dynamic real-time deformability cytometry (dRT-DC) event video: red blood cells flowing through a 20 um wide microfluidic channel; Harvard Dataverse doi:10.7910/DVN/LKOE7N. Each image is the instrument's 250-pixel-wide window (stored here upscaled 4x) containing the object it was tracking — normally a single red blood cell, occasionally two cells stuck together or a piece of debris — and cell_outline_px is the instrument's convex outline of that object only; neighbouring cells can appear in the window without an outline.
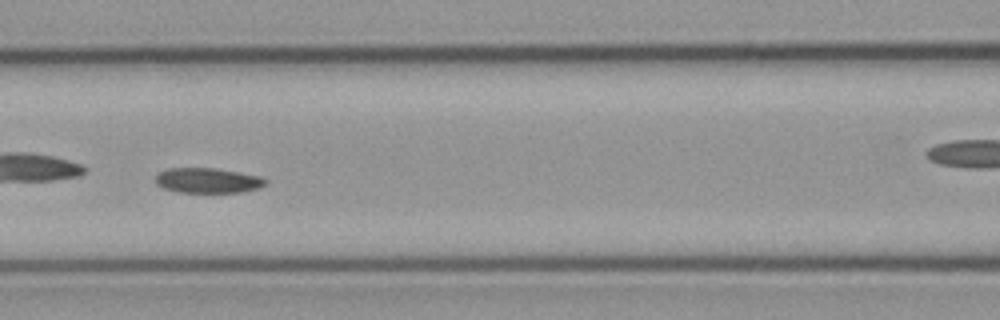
{"species": "common noctule bat (a hibernating species)", "species_latin": "Nyctalus noctula", "temperature_condition": "cold", "stored_images_in_passage": 54, "camera_frame_rate_fps": 3000, "um_per_image_px": 0.085, "animal": {"sex": "male", "body_mass_g": 23.1, "forearm_length_mm": 52.7}, "frame": {"image": 1, "passage_image": 26, "time_ms": 8.333, "image_size_px": [1000, 320], "cell_outline_px": [[268, 184], [260, 188], [240, 192], [180, 192], [164, 188], [156, 184], [156, 176], [160, 172], [168, 168], [216, 168], [260, 176], [268, 180]], "centroid_in_image_um": [17.7, 15.34], "position_along_channel_um": 148.9, "area_um2": 16.07}}
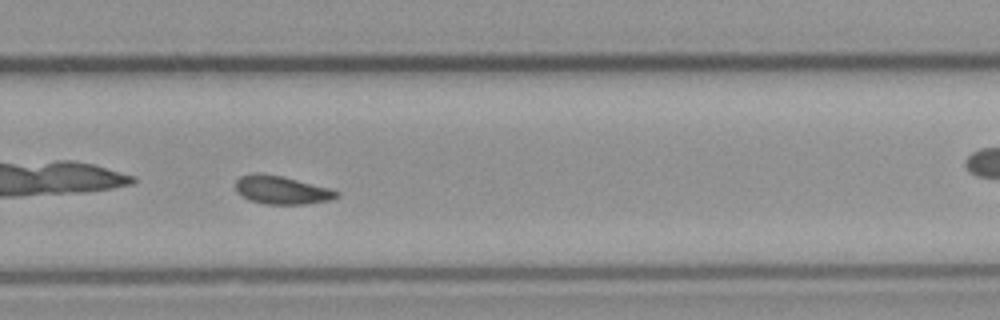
{"frame": {"image": 2, "passage_image": 39, "time_ms": 12.667, "image_size_px": [1000, 320], "cell_outline_px": [[340, 196], [332, 200], [308, 204], [264, 204], [248, 200], [240, 196], [236, 192], [236, 180], [240, 176], [256, 172], [284, 176], [328, 188], [340, 192]], "centroid_in_image_um": [23.92, 16.16], "position_along_channel_um": 305.9, "area_um2": 16.94}}
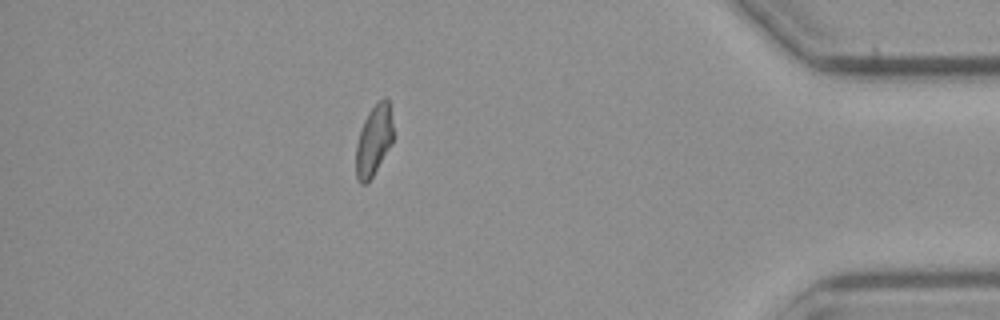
{"frame": {"image": 3, "passage_image": 47, "time_ms": 15.333, "image_size_px": [1000, 320], "cell_outline_px": [[392, 144], [368, 184], [360, 184], [356, 180], [356, 144], [360, 128], [368, 112], [384, 96], [388, 100], [392, 124]], "centroid_in_image_um": [31.74, 11.99], "position_along_channel_um": 403.5, "area_um2": 15.37}, "authors_computed_cell_mechanics": {"area_um2": 16.5886, "velocity_mm_per_s": 3.6343, "shape_relaxation_time_tau1_ms": 9.0756, "shape_relaxation_time_tau2_ms": null, "deformation_change_tau1": 0.1438, "deformation_change_tau2": null}}